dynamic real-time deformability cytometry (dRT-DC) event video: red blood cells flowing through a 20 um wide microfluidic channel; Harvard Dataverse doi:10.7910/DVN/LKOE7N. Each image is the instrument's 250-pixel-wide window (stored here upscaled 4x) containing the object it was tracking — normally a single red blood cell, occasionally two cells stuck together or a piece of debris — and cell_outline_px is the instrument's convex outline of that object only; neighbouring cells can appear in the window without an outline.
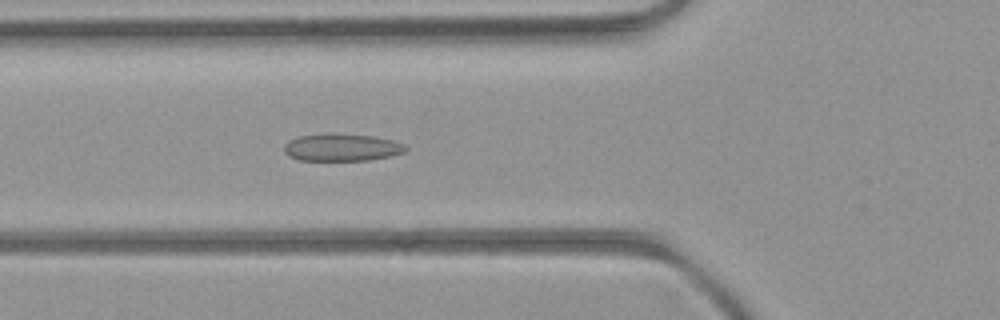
{"species": "common noctule bat (a hibernating species)", "species_latin": "Nyctalus noctula", "temperature_condition": "room temperature", "stored_images_in_passage": 51, "camera_frame_rate_fps": 3000, "um_per_image_px": 0.085, "animal": {"sex": "female", "body_mass_g": 21.9}, "frame": {"image": 1, "passage_image": 18, "time_ms": 5.667, "image_size_px": [1000, 320], "cell_outline_px": [[408, 148], [404, 152], [392, 156], [368, 160], [300, 160], [288, 156], [284, 152], [284, 144], [288, 140], [300, 136], [372, 136], [392, 140], [404, 144]], "centroid_in_image_um": [29.07, 12.58], "position_along_channel_um": 96.7, "area_um2": 18.55}}
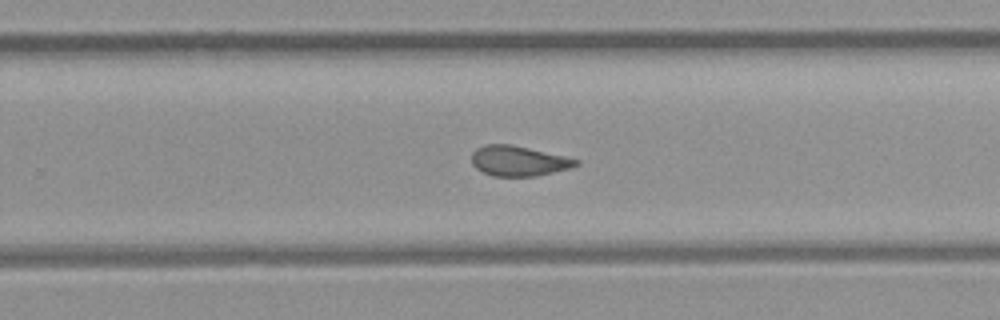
{"frame": {"image": 2, "passage_image": 32, "time_ms": 10.333, "image_size_px": [1000, 320], "cell_outline_px": [[580, 164], [572, 168], [536, 176], [492, 176], [476, 168], [472, 164], [472, 152], [476, 148], [484, 144], [508, 144], [528, 148], [564, 156], [580, 160]], "centroid_in_image_um": [44.08, 13.68], "position_along_channel_um": 285.7, "area_um2": 18.32}}
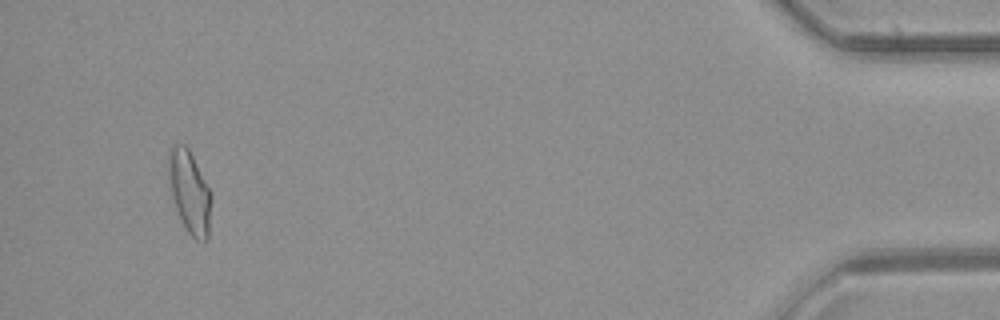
{"frame": {"image": 3, "passage_image": 48, "time_ms": 15.667, "image_size_px": [1000, 320], "cell_outline_px": [[212, 196], [208, 240], [204, 244], [196, 240], [188, 232], [176, 208], [172, 192], [168, 172], [168, 148], [172, 144], [184, 144], [188, 148]], "centroid_in_image_um": [16.12, 16.33], "position_along_channel_um": 419.1, "area_um2": 20.29}, "authors_computed_cell_mechanics": {"area_um2": 19.4208, "velocity_mm_per_s": 4.0372, "shape_relaxation_time_tau1_ms": null, "shape_relaxation_time_tau2_ms": 1.4496, "deformation_change_tau1": null, "deformation_change_tau2": 0.0709}}